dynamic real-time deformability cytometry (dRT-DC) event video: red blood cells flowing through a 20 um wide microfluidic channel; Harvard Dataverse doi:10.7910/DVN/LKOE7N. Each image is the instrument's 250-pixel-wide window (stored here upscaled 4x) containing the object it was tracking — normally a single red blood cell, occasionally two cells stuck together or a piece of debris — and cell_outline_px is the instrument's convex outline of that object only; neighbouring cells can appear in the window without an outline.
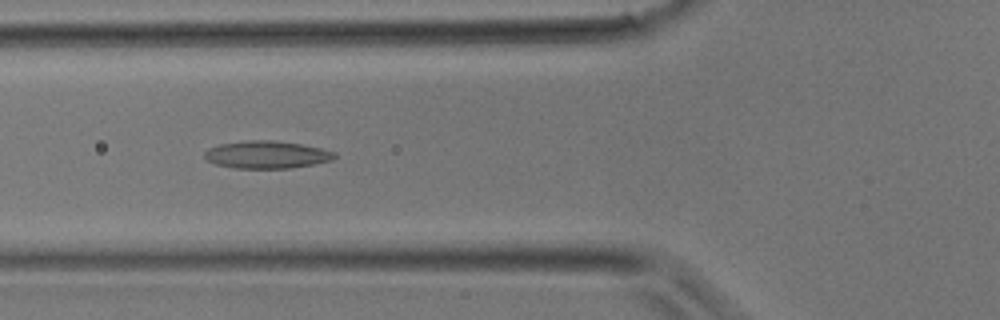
{"species": "common noctule bat (a hibernating species)", "species_latin": "Nyctalus noctula", "temperature_condition": "room temperature", "stored_images_in_passage": 28, "camera_frame_rate_fps": 3000, "um_per_image_px": 0.085, "animal": {"sex": "male", "body_mass_g": 17.9}, "frame": {"image": 1, "passage_image": 5, "time_ms": 1.333, "image_size_px": [1000, 320], "cell_outline_px": [[336, 156], [332, 160], [312, 164], [288, 168], [236, 168], [216, 164], [208, 160], [204, 156], [204, 152], [208, 148], [220, 144], [248, 140], [272, 140], [300, 144], [320, 148], [336, 152]], "centroid_in_image_um": [22.66, 13.14], "position_along_channel_um": 103.1, "area_um2": 20.63}}
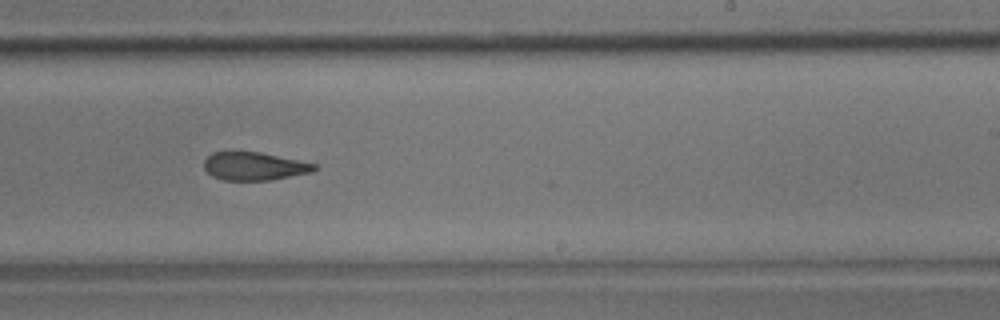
{"frame": {"image": 2, "passage_image": 14, "time_ms": 4.333, "image_size_px": [1000, 320], "cell_outline_px": [[320, 168], [312, 172], [272, 180], [224, 180], [212, 176], [204, 168], [204, 160], [212, 152], [260, 152], [316, 164]], "centroid_in_image_um": [21.63, 14.13], "position_along_channel_um": 267.4, "area_um2": 18.03}}
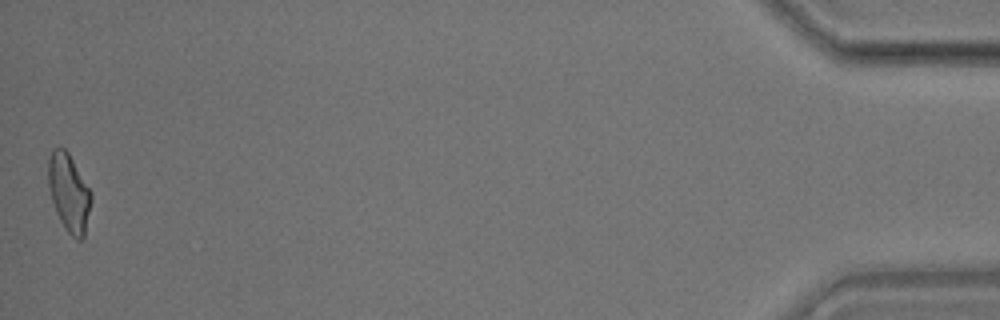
{"frame": {"image": 3, "passage_image": 28, "time_ms": 9.0, "image_size_px": [1000, 320], "cell_outline_px": [[92, 200], [84, 236], [80, 240], [76, 240], [68, 232], [60, 220], [56, 212], [52, 200], [48, 184], [48, 156], [52, 148], [64, 148], [68, 152], [92, 192]], "centroid_in_image_um": [5.86, 16.36], "position_along_channel_um": 429.3, "area_um2": 19.48}}